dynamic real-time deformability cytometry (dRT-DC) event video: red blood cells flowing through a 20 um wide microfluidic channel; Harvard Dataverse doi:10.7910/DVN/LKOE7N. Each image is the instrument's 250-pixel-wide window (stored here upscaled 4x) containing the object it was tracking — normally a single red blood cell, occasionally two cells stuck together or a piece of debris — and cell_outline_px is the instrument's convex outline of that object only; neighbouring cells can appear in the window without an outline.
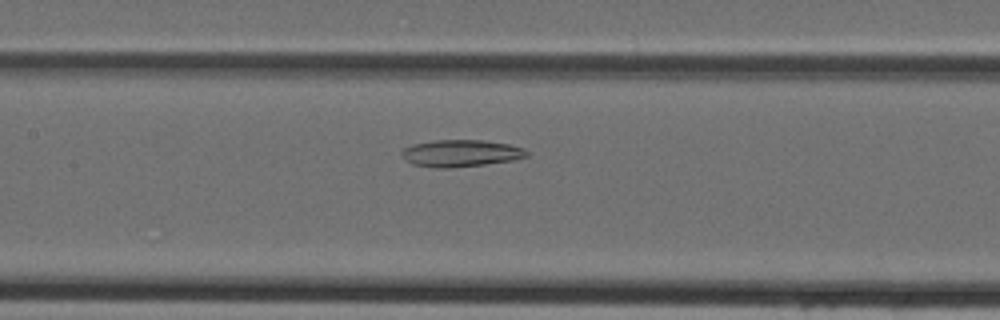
{"species": "Egyptian fruit bat (a non-hibernating species)", "species_latin": "Rousettus aegyptiacus", "temperature_condition": "cold", "stored_images_in_passage": 34, "camera_frame_rate_fps": 3000, "um_per_image_px": 0.085, "animal": {"sex": "female"}, "frame": {"image": 1, "passage_image": 10, "time_ms": 3.0, "image_size_px": [1000, 320], "cell_outline_px": [[528, 156], [512, 160], [484, 164], [448, 168], [436, 168], [412, 164], [404, 160], [400, 152], [404, 148], [412, 144], [432, 140], [484, 140], [508, 144], [524, 148], [528, 152]], "centroid_in_image_um": [39.13, 13.02], "position_along_channel_um": 168.3, "area_um2": 19.71}}
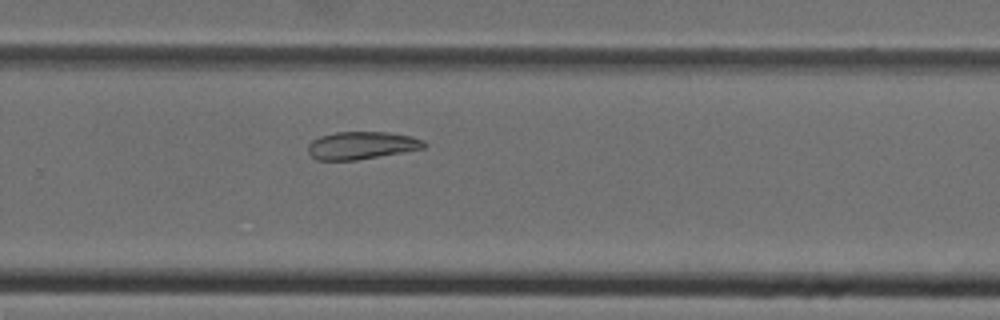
{"frame": {"image": 2, "passage_image": 19, "time_ms": 6.0, "image_size_px": [1000, 320], "cell_outline_px": [[424, 148], [356, 160], [316, 160], [308, 152], [308, 144], [312, 140], [320, 136], [336, 132], [388, 132], [412, 136], [424, 140]], "centroid_in_image_um": [30.7, 12.35], "position_along_channel_um": 299.1, "area_um2": 18.55}}
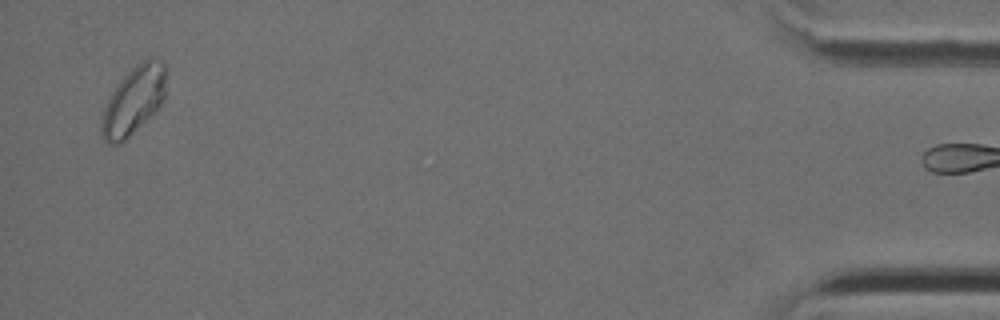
{"frame": {"image": 3, "passage_image": 33, "time_ms": 10.667, "image_size_px": [1000, 320], "cell_outline_px": [[164, 96], [160, 104], [120, 144], [108, 144], [104, 140], [100, 132], [100, 120], [104, 108], [112, 92], [120, 80], [140, 60], [148, 56], [160, 60], [164, 64]], "centroid_in_image_um": [11.3, 8.52], "position_along_channel_um": 423.9, "area_um2": 24.91}}